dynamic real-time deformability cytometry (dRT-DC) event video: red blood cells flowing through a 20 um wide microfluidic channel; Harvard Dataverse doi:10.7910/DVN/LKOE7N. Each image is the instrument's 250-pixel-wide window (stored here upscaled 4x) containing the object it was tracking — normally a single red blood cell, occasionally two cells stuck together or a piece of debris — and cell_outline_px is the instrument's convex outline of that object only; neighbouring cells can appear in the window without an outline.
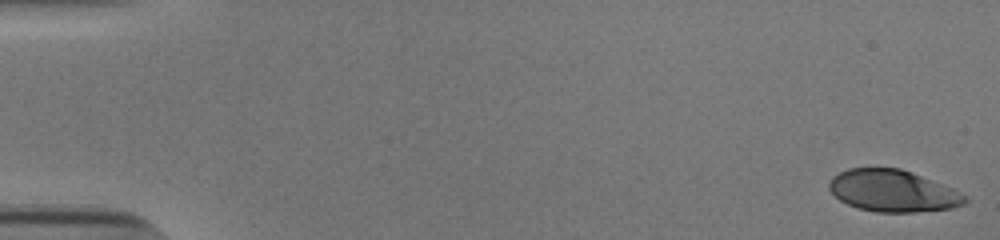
{"species": "human", "species_latin": "Homo sapiens", "temperature_condition": "cold", "stored_images_in_passage": 54, "camera_frame_rate_fps": 3000, "um_per_image_px": 0.085, "donor": {"sex": "male"}, "frame": {"image": 1, "passage_image": 1, "time_ms": 0.0, "image_size_px": [1000, 240], "cell_outline_px": [[968, 200], [964, 204], [952, 208], [916, 212], [876, 212], [856, 208], [840, 200], [828, 188], [828, 184], [832, 176], [848, 168], [900, 168], [912, 172], [952, 188], [964, 196]], "centroid_in_image_um": [75.86, 16.23], "position_along_channel_um": 9.1, "area_um2": 33.0}}
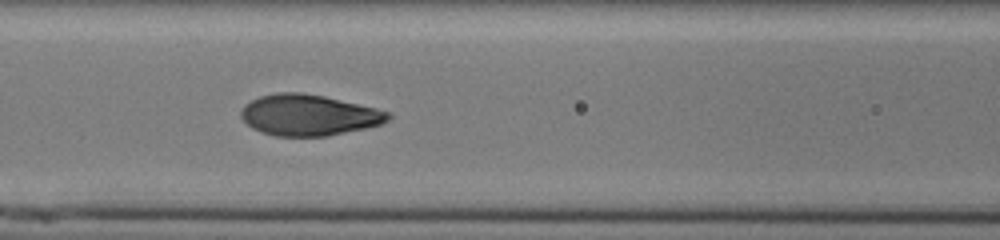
{"frame": {"image": 2, "passage_image": 24, "time_ms": 7.667, "image_size_px": [1000, 240], "cell_outline_px": [[392, 116], [388, 120], [380, 124], [364, 128], [328, 136], [276, 136], [252, 128], [240, 116], [240, 112], [244, 104], [260, 96], [276, 92], [300, 92], [324, 96], [376, 108], [392, 112]], "centroid_in_image_um": [26.24, 9.77], "position_along_channel_um": 140.4, "area_um2": 35.08}}
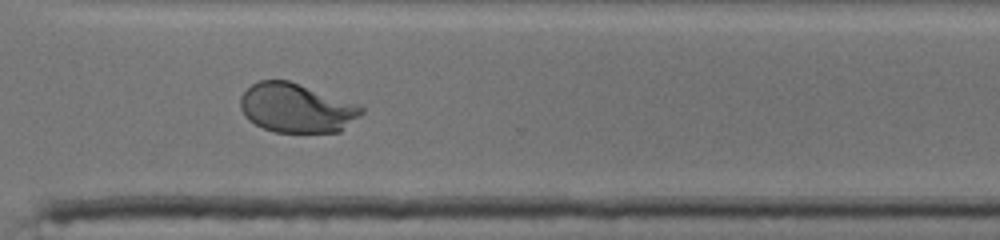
{"frame": {"image": 3, "passage_image": 40, "time_ms": 13.0, "image_size_px": [1000, 240], "cell_outline_px": [[364, 112], [360, 116], [340, 132], [276, 132], [264, 128], [248, 120], [244, 116], [240, 108], [240, 96], [252, 84], [260, 80], [288, 80], [364, 104]], "centroid_in_image_um": [25.26, 9.17], "position_along_channel_um": 345.3, "area_um2": 35.26}, "authors_computed_cell_mechanics": {"area_um2": 35.0557, "velocity_mm_per_s": 3.8537, "shape_relaxation_time_tau1_ms": 4.0389, "shape_relaxation_time_tau2_ms": null, "deformation_change_tau1": 0.1992, "deformation_change_tau2": null}}